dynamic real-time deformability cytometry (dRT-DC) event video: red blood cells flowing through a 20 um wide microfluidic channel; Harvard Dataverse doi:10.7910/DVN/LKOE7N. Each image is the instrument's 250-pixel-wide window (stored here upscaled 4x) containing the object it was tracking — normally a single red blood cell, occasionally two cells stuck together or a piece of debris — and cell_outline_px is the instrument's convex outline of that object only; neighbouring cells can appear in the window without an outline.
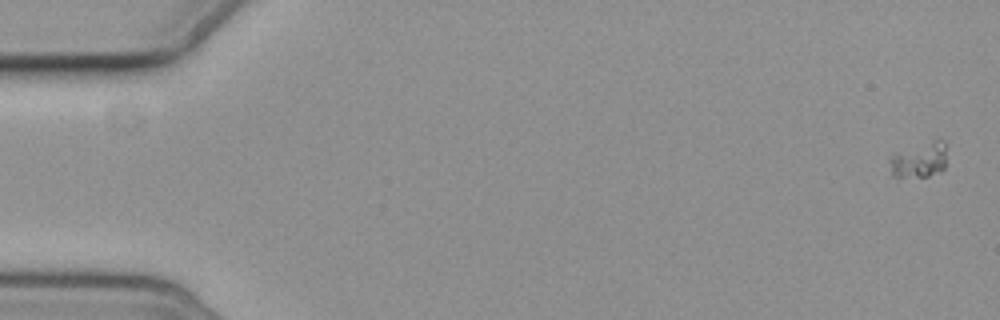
{"species": "common noctule bat (a hibernating species)", "species_latin": "Nyctalus noctula", "temperature_condition": "cold", "stored_images_in_passage": 6, "camera_frame_rate_fps": 3000, "um_per_image_px": 0.085, "animal": {"sex": "female", "body_mass_g": 19.3, "forearm_length_mm": 54.1}, "frame": {"image": 1, "passage_image": 1, "time_ms": 0.0, "image_size_px": [1000, 320], "cell_outline_px": [[944, 168], [940, 172], [928, 176], [892, 176], [888, 160], [888, 156], [896, 152], [936, 140], [944, 140]], "centroid_in_image_um": [78.08, 13.61], "position_along_channel_um": 6.9, "area_um2": 11.44}}
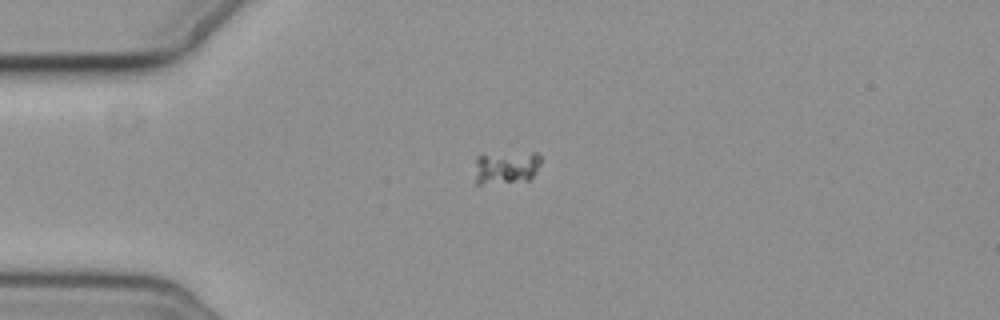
{"frame": {"image": 2, "passage_image": 5, "time_ms": 4.667, "image_size_px": [1000, 320], "cell_outline_px": [[540, 164], [532, 176], [528, 180], [480, 184], [476, 184], [476, 156], [532, 152], [536, 152], [540, 156]], "centroid_in_image_um": [43.04, 14.23], "position_along_channel_um": 42.0, "area_um2": 12.25}}